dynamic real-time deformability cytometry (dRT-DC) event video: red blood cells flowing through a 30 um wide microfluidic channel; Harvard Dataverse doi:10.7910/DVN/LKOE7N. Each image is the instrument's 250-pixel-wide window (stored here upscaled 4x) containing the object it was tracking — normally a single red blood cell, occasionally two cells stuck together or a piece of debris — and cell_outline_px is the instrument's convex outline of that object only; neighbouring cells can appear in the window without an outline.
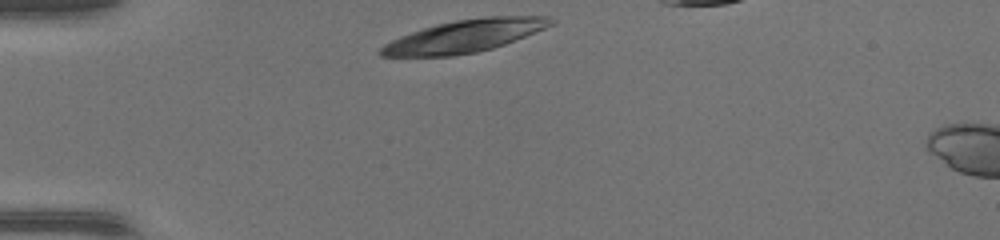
{"species": "common noctule bat (a hibernating species)", "species_latin": "Nyctalus noctula", "temperature_condition": "warm", "stored_images_in_passage": 33, "camera_frame_rate_fps": 3000, "um_per_image_px": 0.085, "animal": {"sex": "female", "body_mass_g": 17.0, "forearm_length_mm": 48.0}, "frame": {"image": 1, "passage_image": 1, "time_ms": 0.0, "image_size_px": [1000, 240], "cell_outline_px": [[552, 24], [524, 36], [492, 48], [472, 52], [448, 56], [380, 56], [380, 48], [392, 40], [412, 32], [424, 28], [456, 20], [492, 16], [540, 16]], "centroid_in_image_um": [39.39, 3.08], "position_along_channel_um": 45.6, "area_um2": 30.75}}
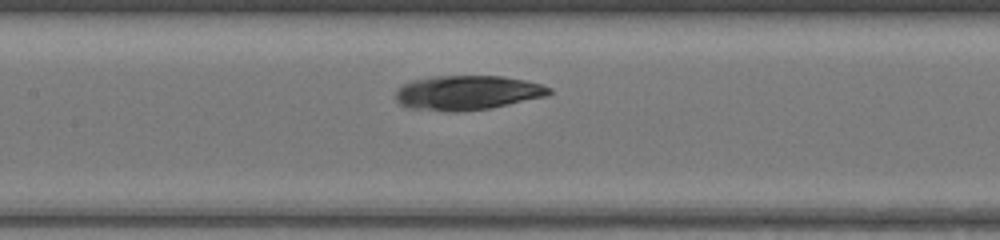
{"frame": {"image": 2, "passage_image": 12, "time_ms": 3.667, "image_size_px": [1000, 240], "cell_outline_px": [[552, 92], [544, 96], [488, 108], [456, 112], [452, 112], [408, 108], [400, 104], [396, 100], [396, 92], [404, 84], [416, 80], [432, 76], [500, 76], [524, 80], [540, 84], [552, 88]], "centroid_in_image_um": [39.69, 7.88], "position_along_channel_um": 167.7, "area_um2": 30.4}}
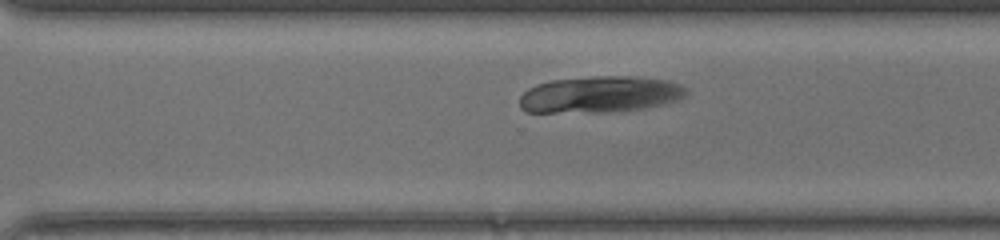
{"frame": {"image": 3, "passage_image": 23, "time_ms": 7.333, "image_size_px": [1000, 240], "cell_outline_px": [[684, 96], [660, 104], [640, 108], [608, 112], [528, 112], [520, 108], [520, 96], [524, 92], [540, 84], [552, 80], [596, 76], [628, 76], [664, 80], [676, 84], [684, 88]], "centroid_in_image_um": [50.9, 8.03], "position_along_channel_um": 319.7, "area_um2": 34.45}}